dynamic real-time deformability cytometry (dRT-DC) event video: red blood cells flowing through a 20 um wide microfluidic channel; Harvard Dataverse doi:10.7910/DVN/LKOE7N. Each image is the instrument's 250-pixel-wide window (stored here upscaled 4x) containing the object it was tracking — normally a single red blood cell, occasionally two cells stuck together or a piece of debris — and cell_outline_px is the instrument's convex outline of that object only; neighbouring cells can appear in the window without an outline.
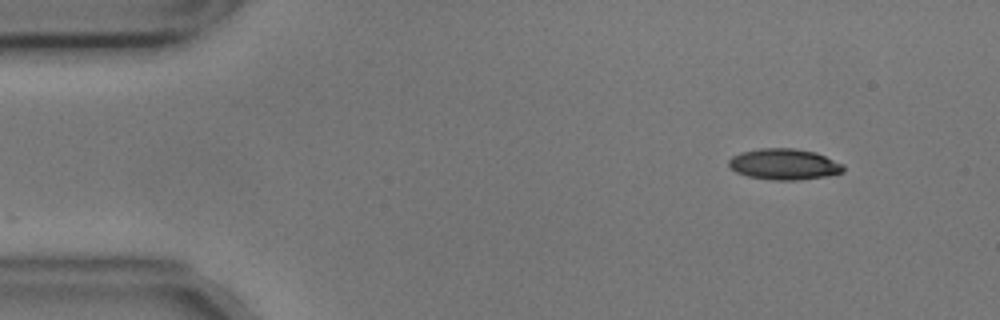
{"species": "common noctule bat (a hibernating species)", "species_latin": "Nyctalus noctula", "temperature_condition": "cold", "stored_images_in_passage": 50, "camera_frame_rate_fps": 3000, "um_per_image_px": 0.085, "animal": {"sex": "male", "body_mass_g": 17.9, "forearm_length_mm": 54.2}, "frame": {"image": 1, "passage_image": 1, "time_ms": 0.0, "image_size_px": [1000, 320], "cell_outline_px": [[844, 172], [824, 176], [796, 180], [772, 180], [748, 176], [736, 172], [728, 164], [728, 160], [732, 156], [740, 152], [760, 148], [792, 148], [816, 152], [844, 164]], "centroid_in_image_um": [66.65, 13.95], "position_along_channel_um": 18.4, "area_um2": 20.69}}
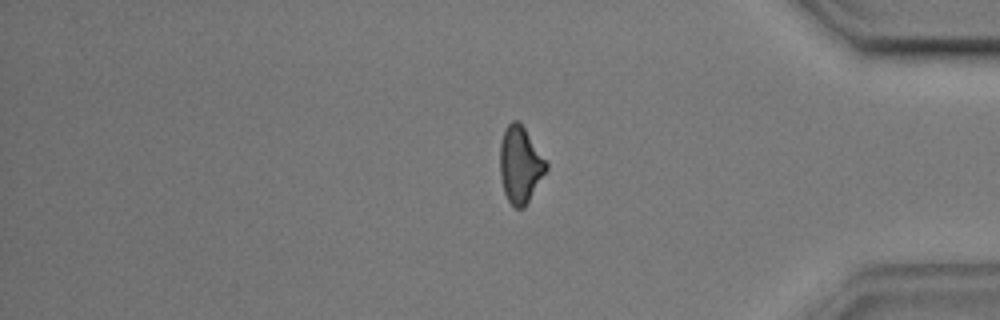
{"frame": {"image": 2, "passage_image": 41, "time_ms": 13.333, "image_size_px": [1000, 320], "cell_outline_px": [[548, 168], [524, 208], [516, 208], [508, 200], [504, 192], [500, 176], [500, 144], [504, 128], [512, 120], [520, 120], [548, 164]], "centroid_in_image_um": [44.2, 13.96], "position_along_channel_um": 391.0, "area_um2": 20.63}}
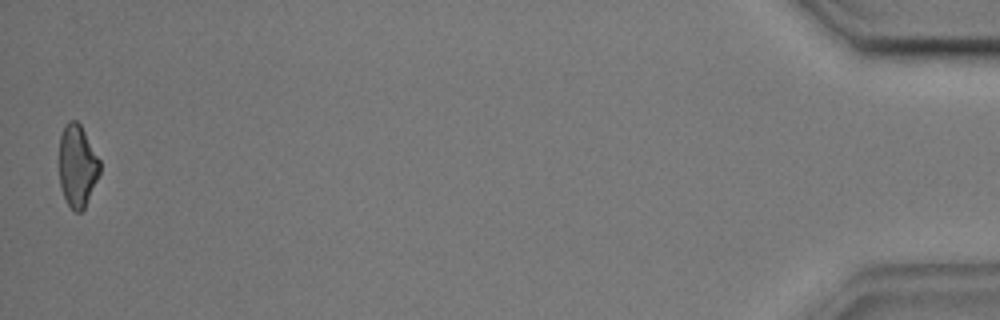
{"frame": {"image": 3, "passage_image": 50, "time_ms": 16.333, "image_size_px": [1000, 320], "cell_outline_px": [[100, 172], [84, 208], [80, 212], [76, 212], [68, 204], [64, 196], [60, 184], [60, 136], [64, 124], [68, 120], [76, 120], [80, 124], [100, 160]], "centroid_in_image_um": [6.57, 14.06], "position_along_channel_um": 428.6, "area_um2": 19.19}, "authors_computed_cell_mechanics": {"area_um2": 21.0103, "velocity_mm_per_s": 3.5827, "shape_relaxation_time_tau1_ms": 3.3449, "shape_relaxation_time_tau2_ms": 4.6035, "deformation_change_tau1": 0.1173, "deformation_change_tau2": 0.1345}}